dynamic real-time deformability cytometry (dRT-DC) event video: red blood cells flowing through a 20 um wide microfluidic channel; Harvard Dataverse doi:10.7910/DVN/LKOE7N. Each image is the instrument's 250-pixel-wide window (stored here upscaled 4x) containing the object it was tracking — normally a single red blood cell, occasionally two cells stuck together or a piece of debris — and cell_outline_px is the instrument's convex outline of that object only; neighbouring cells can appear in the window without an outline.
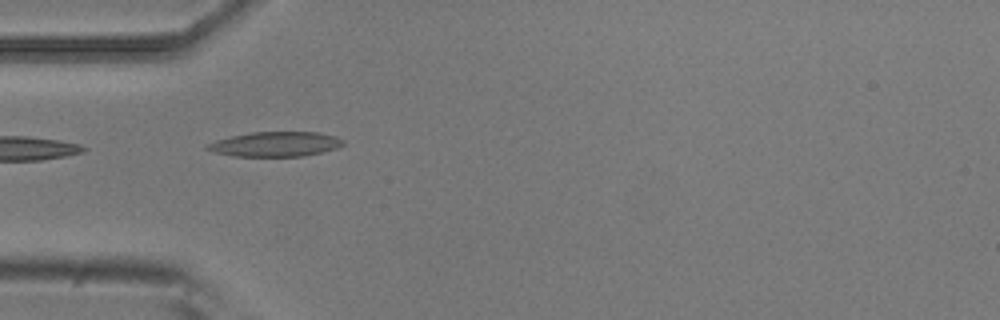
{"species": "common noctule bat (a hibernating species)", "species_latin": "Nyctalus noctula", "temperature_condition": "room temperature", "stored_images_in_passage": 1, "camera_frame_rate_fps": 3000, "um_per_image_px": 0.085, "animal": {"sex": "male", "body_mass_g": 20.5, "forearm_length_mm": 52.5}, "frame": {"image": 1, "passage_image": 1, "time_ms": 0.0, "image_size_px": [1000, 320], "cell_outline_px": [[344, 144], [336, 148], [324, 152], [304, 156], [232, 156], [216, 152], [204, 148], [204, 144], [216, 140], [232, 136], [252, 132], [320, 132], [336, 136], [344, 140]], "centroid_in_image_um": [23.42, 12.25], "position_along_channel_um": 61.6, "area_um2": 19.71}}